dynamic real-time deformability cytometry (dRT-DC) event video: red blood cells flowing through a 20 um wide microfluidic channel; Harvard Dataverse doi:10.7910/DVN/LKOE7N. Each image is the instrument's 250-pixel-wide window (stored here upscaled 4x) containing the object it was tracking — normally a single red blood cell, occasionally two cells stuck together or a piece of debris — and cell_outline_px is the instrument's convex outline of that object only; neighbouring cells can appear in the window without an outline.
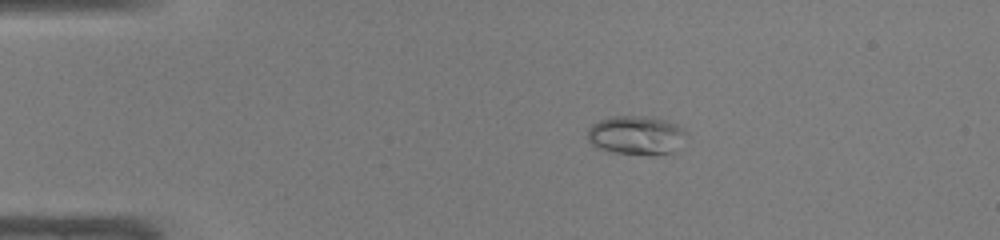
{"species": "common noctule bat (a hibernating species)", "species_latin": "Nyctalus noctula", "temperature_condition": "warm", "stored_images_in_passage": 47, "camera_frame_rate_fps": 3000, "um_per_image_px": 0.085, "animal": {"sex": "male", "body_mass_g": 19.0, "forearm_length_mm": 50.8}, "frame": {"image": 1, "passage_image": 9, "time_ms": 2.667, "image_size_px": [1000, 240], "cell_outline_px": [[688, 132], [676, 152], [648, 156], [616, 152], [600, 148], [592, 144], [588, 140], [588, 128], [592, 124], [600, 120], [612, 116], [652, 116], [668, 120], [684, 128]], "centroid_in_image_um": [54.14, 11.49], "position_along_channel_um": 30.9, "area_um2": 22.77}}
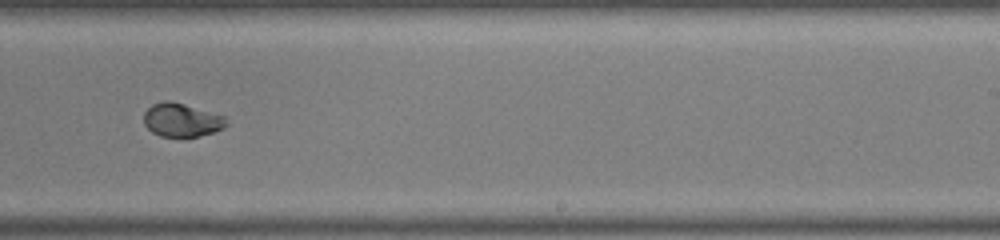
{"frame": {"image": 2, "passage_image": 30, "time_ms": 9.667, "image_size_px": [1000, 240], "cell_outline_px": [[228, 124], [224, 128], [200, 136], [160, 136], [152, 132], [144, 124], [144, 112], [152, 104], [164, 100], [172, 100], [224, 116]], "centroid_in_image_um": [15.42, 10.18], "position_along_channel_um": 273.6, "area_um2": 16.07}}
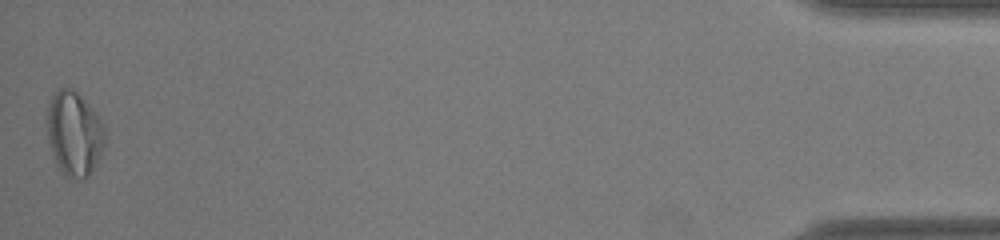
{"frame": {"image": 3, "passage_image": 47, "time_ms": 15.333, "image_size_px": [1000, 240], "cell_outline_px": [[104, 148], [92, 172], [84, 180], [80, 180], [64, 176], [56, 164], [48, 140], [48, 104], [52, 96], [60, 88], [72, 88], [88, 104], [100, 120], [104, 128]], "centroid_in_image_um": [6.31, 11.41], "position_along_channel_um": 428.9, "area_um2": 28.21}, "authors_computed_cell_mechanics": {"area_um2": 17.6868, "velocity_mm_per_s": 4.2905, "shape_relaxation_time_tau1_ms": 10.8711, "shape_relaxation_time_tau2_ms": null, "deformation_change_tau1": 0.3434, "deformation_change_tau2": null}}